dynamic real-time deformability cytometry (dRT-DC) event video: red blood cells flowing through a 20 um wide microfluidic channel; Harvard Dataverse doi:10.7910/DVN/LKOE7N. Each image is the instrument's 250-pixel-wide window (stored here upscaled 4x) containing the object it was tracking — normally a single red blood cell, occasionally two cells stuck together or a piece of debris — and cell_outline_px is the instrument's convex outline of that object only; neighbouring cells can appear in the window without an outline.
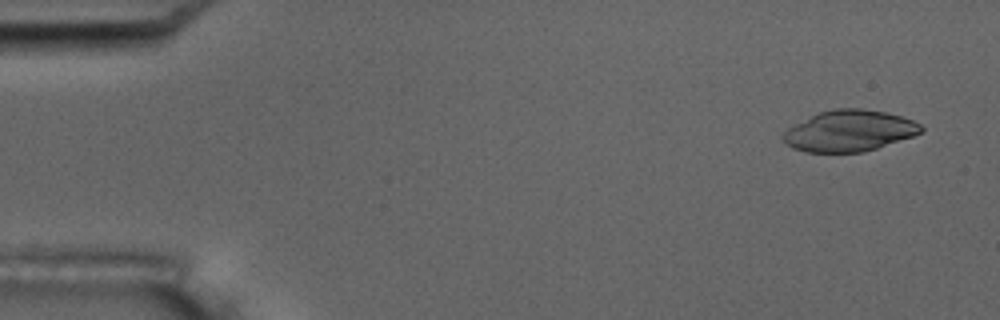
{"species": "common noctule bat (a hibernating species)", "species_latin": "Nyctalus noctula", "temperature_condition": "room temperature", "stored_images_in_passage": 5, "camera_frame_rate_fps": 3000, "um_per_image_px": 0.085, "animal": {"sex": "male", "body_mass_g": 17.5, "forearm_length_mm": 52.3}, "frame": {"image": 1, "passage_image": 1, "time_ms": 0.0, "image_size_px": [1000, 320], "cell_outline_px": [[924, 128], [920, 132], [912, 136], [864, 152], [804, 152], [792, 148], [780, 136], [788, 128], [820, 112], [832, 108], [860, 108], [884, 112], [900, 116], [912, 120], [920, 124]], "centroid_in_image_um": [72.17, 11.12], "position_along_channel_um": 12.8, "area_um2": 32.71}}